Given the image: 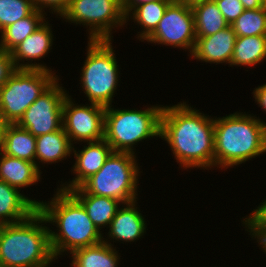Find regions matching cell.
<instances>
[{"instance_id":"obj_1","label":"cell","mask_w":266,"mask_h":267,"mask_svg":"<svg viewBox=\"0 0 266 267\" xmlns=\"http://www.w3.org/2000/svg\"><path fill=\"white\" fill-rule=\"evenodd\" d=\"M160 138L165 140L183 169L214 167V117L204 115L183 101L165 106Z\"/></svg>"},{"instance_id":"obj_2","label":"cell","mask_w":266,"mask_h":267,"mask_svg":"<svg viewBox=\"0 0 266 267\" xmlns=\"http://www.w3.org/2000/svg\"><path fill=\"white\" fill-rule=\"evenodd\" d=\"M38 210L47 223L56 226L49 229L50 246L55 259L59 255L103 242L102 231L93 224L83 205L69 192L57 188L54 197L40 201ZM56 224V225H55Z\"/></svg>"},{"instance_id":"obj_3","label":"cell","mask_w":266,"mask_h":267,"mask_svg":"<svg viewBox=\"0 0 266 267\" xmlns=\"http://www.w3.org/2000/svg\"><path fill=\"white\" fill-rule=\"evenodd\" d=\"M265 152L264 120L238 111L214 118V167L231 168Z\"/></svg>"},{"instance_id":"obj_4","label":"cell","mask_w":266,"mask_h":267,"mask_svg":"<svg viewBox=\"0 0 266 267\" xmlns=\"http://www.w3.org/2000/svg\"><path fill=\"white\" fill-rule=\"evenodd\" d=\"M45 224L37 209L23 221L0 225V267H50L56 259Z\"/></svg>"},{"instance_id":"obj_5","label":"cell","mask_w":266,"mask_h":267,"mask_svg":"<svg viewBox=\"0 0 266 267\" xmlns=\"http://www.w3.org/2000/svg\"><path fill=\"white\" fill-rule=\"evenodd\" d=\"M163 107L157 104L144 110L106 107L104 140L114 152L135 154L134 145L138 142L160 138Z\"/></svg>"},{"instance_id":"obj_6","label":"cell","mask_w":266,"mask_h":267,"mask_svg":"<svg viewBox=\"0 0 266 267\" xmlns=\"http://www.w3.org/2000/svg\"><path fill=\"white\" fill-rule=\"evenodd\" d=\"M136 157L132 153L113 151L96 174L69 192L110 197L122 204L135 201L140 176Z\"/></svg>"},{"instance_id":"obj_7","label":"cell","mask_w":266,"mask_h":267,"mask_svg":"<svg viewBox=\"0 0 266 267\" xmlns=\"http://www.w3.org/2000/svg\"><path fill=\"white\" fill-rule=\"evenodd\" d=\"M87 46L79 84L90 103L112 106L120 78L112 40H88Z\"/></svg>"},{"instance_id":"obj_8","label":"cell","mask_w":266,"mask_h":267,"mask_svg":"<svg viewBox=\"0 0 266 267\" xmlns=\"http://www.w3.org/2000/svg\"><path fill=\"white\" fill-rule=\"evenodd\" d=\"M58 78L46 70L17 69L0 89V113L10 124H16L27 108Z\"/></svg>"},{"instance_id":"obj_9","label":"cell","mask_w":266,"mask_h":267,"mask_svg":"<svg viewBox=\"0 0 266 267\" xmlns=\"http://www.w3.org/2000/svg\"><path fill=\"white\" fill-rule=\"evenodd\" d=\"M59 18L70 24L86 25L88 40H112L113 29L126 24L121 0H70L67 10Z\"/></svg>"},{"instance_id":"obj_10","label":"cell","mask_w":266,"mask_h":267,"mask_svg":"<svg viewBox=\"0 0 266 267\" xmlns=\"http://www.w3.org/2000/svg\"><path fill=\"white\" fill-rule=\"evenodd\" d=\"M63 88L58 78L27 108L16 124L35 137L59 130L63 126V102L68 94Z\"/></svg>"},{"instance_id":"obj_11","label":"cell","mask_w":266,"mask_h":267,"mask_svg":"<svg viewBox=\"0 0 266 267\" xmlns=\"http://www.w3.org/2000/svg\"><path fill=\"white\" fill-rule=\"evenodd\" d=\"M194 15L192 8L172 1L155 31L146 39L158 45L187 49L190 55L196 43Z\"/></svg>"},{"instance_id":"obj_12","label":"cell","mask_w":266,"mask_h":267,"mask_svg":"<svg viewBox=\"0 0 266 267\" xmlns=\"http://www.w3.org/2000/svg\"><path fill=\"white\" fill-rule=\"evenodd\" d=\"M67 94L63 102L62 124L72 145L104 139L105 107L97 104H75ZM74 141V144H73ZM76 141V142H75Z\"/></svg>"},{"instance_id":"obj_13","label":"cell","mask_w":266,"mask_h":267,"mask_svg":"<svg viewBox=\"0 0 266 267\" xmlns=\"http://www.w3.org/2000/svg\"><path fill=\"white\" fill-rule=\"evenodd\" d=\"M75 145L72 146V154L76 158L72 165L74 178L68 183L60 184L61 190L69 191L80 187L88 178L96 174L104 165L107 158L113 152L112 147L103 139L96 142H87L82 150L76 151Z\"/></svg>"},{"instance_id":"obj_14","label":"cell","mask_w":266,"mask_h":267,"mask_svg":"<svg viewBox=\"0 0 266 267\" xmlns=\"http://www.w3.org/2000/svg\"><path fill=\"white\" fill-rule=\"evenodd\" d=\"M51 27L47 21L46 23L44 22L10 52L16 69H39L55 73L50 67L48 68L44 65V63H32L33 60L39 61L50 53L54 36ZM25 60H29L30 63L29 61L24 62ZM21 61L22 63H20Z\"/></svg>"},{"instance_id":"obj_15","label":"cell","mask_w":266,"mask_h":267,"mask_svg":"<svg viewBox=\"0 0 266 267\" xmlns=\"http://www.w3.org/2000/svg\"><path fill=\"white\" fill-rule=\"evenodd\" d=\"M196 38L190 55L192 59L216 65L220 63L230 65L237 38L231 25L211 36Z\"/></svg>"},{"instance_id":"obj_16","label":"cell","mask_w":266,"mask_h":267,"mask_svg":"<svg viewBox=\"0 0 266 267\" xmlns=\"http://www.w3.org/2000/svg\"><path fill=\"white\" fill-rule=\"evenodd\" d=\"M138 204L137 200L130 203L122 204V207L116 212V215L112 219L109 225L108 236L103 238V242L114 246L110 243V240L113 239V242H134L139 240L144 233H146V221L145 218L140 213L139 208L136 206ZM110 239V240H109ZM108 240V241H107ZM115 240V241H114Z\"/></svg>"},{"instance_id":"obj_17","label":"cell","mask_w":266,"mask_h":267,"mask_svg":"<svg viewBox=\"0 0 266 267\" xmlns=\"http://www.w3.org/2000/svg\"><path fill=\"white\" fill-rule=\"evenodd\" d=\"M20 191L0 180V225L23 221L38 209L40 200L30 199Z\"/></svg>"},{"instance_id":"obj_18","label":"cell","mask_w":266,"mask_h":267,"mask_svg":"<svg viewBox=\"0 0 266 267\" xmlns=\"http://www.w3.org/2000/svg\"><path fill=\"white\" fill-rule=\"evenodd\" d=\"M41 170L35 163L0 152V180L17 189L27 188L40 181Z\"/></svg>"},{"instance_id":"obj_19","label":"cell","mask_w":266,"mask_h":267,"mask_svg":"<svg viewBox=\"0 0 266 267\" xmlns=\"http://www.w3.org/2000/svg\"><path fill=\"white\" fill-rule=\"evenodd\" d=\"M72 144L64 131L63 126L52 133L36 137L35 165L40 170L38 163H58L72 154ZM39 162H37V161Z\"/></svg>"},{"instance_id":"obj_20","label":"cell","mask_w":266,"mask_h":267,"mask_svg":"<svg viewBox=\"0 0 266 267\" xmlns=\"http://www.w3.org/2000/svg\"><path fill=\"white\" fill-rule=\"evenodd\" d=\"M111 245L99 244L79 248L71 255V267H118L120 254Z\"/></svg>"},{"instance_id":"obj_21","label":"cell","mask_w":266,"mask_h":267,"mask_svg":"<svg viewBox=\"0 0 266 267\" xmlns=\"http://www.w3.org/2000/svg\"><path fill=\"white\" fill-rule=\"evenodd\" d=\"M1 153L35 163L36 137L17 124H9Z\"/></svg>"},{"instance_id":"obj_22","label":"cell","mask_w":266,"mask_h":267,"mask_svg":"<svg viewBox=\"0 0 266 267\" xmlns=\"http://www.w3.org/2000/svg\"><path fill=\"white\" fill-rule=\"evenodd\" d=\"M46 13L34 9L28 16L4 28L0 34V50L11 52L18 44L46 22Z\"/></svg>"},{"instance_id":"obj_23","label":"cell","mask_w":266,"mask_h":267,"mask_svg":"<svg viewBox=\"0 0 266 267\" xmlns=\"http://www.w3.org/2000/svg\"><path fill=\"white\" fill-rule=\"evenodd\" d=\"M85 208L93 224L99 229L108 228L122 205L116 199L90 194H72ZM120 205V206H119Z\"/></svg>"},{"instance_id":"obj_24","label":"cell","mask_w":266,"mask_h":267,"mask_svg":"<svg viewBox=\"0 0 266 267\" xmlns=\"http://www.w3.org/2000/svg\"><path fill=\"white\" fill-rule=\"evenodd\" d=\"M191 8L196 37L211 36L229 26L214 0H205Z\"/></svg>"},{"instance_id":"obj_25","label":"cell","mask_w":266,"mask_h":267,"mask_svg":"<svg viewBox=\"0 0 266 267\" xmlns=\"http://www.w3.org/2000/svg\"><path fill=\"white\" fill-rule=\"evenodd\" d=\"M172 1L173 0H159L138 5L126 16V23L128 20L132 19L138 26L141 25L140 27L142 30L137 33L138 37H136L139 41L141 40L144 42V40L155 31L168 5Z\"/></svg>"},{"instance_id":"obj_26","label":"cell","mask_w":266,"mask_h":267,"mask_svg":"<svg viewBox=\"0 0 266 267\" xmlns=\"http://www.w3.org/2000/svg\"><path fill=\"white\" fill-rule=\"evenodd\" d=\"M266 58V35L237 37L230 66H254Z\"/></svg>"},{"instance_id":"obj_27","label":"cell","mask_w":266,"mask_h":267,"mask_svg":"<svg viewBox=\"0 0 266 267\" xmlns=\"http://www.w3.org/2000/svg\"><path fill=\"white\" fill-rule=\"evenodd\" d=\"M231 26L237 37L266 35V6L255 10L245 9Z\"/></svg>"},{"instance_id":"obj_28","label":"cell","mask_w":266,"mask_h":267,"mask_svg":"<svg viewBox=\"0 0 266 267\" xmlns=\"http://www.w3.org/2000/svg\"><path fill=\"white\" fill-rule=\"evenodd\" d=\"M34 9L31 0H0V32L28 16Z\"/></svg>"},{"instance_id":"obj_29","label":"cell","mask_w":266,"mask_h":267,"mask_svg":"<svg viewBox=\"0 0 266 267\" xmlns=\"http://www.w3.org/2000/svg\"><path fill=\"white\" fill-rule=\"evenodd\" d=\"M260 203V205L253 209L247 217L241 220L245 225V229L249 232V235L252 236L254 240L256 239L257 243L266 236V199Z\"/></svg>"},{"instance_id":"obj_30","label":"cell","mask_w":266,"mask_h":267,"mask_svg":"<svg viewBox=\"0 0 266 267\" xmlns=\"http://www.w3.org/2000/svg\"><path fill=\"white\" fill-rule=\"evenodd\" d=\"M224 16L225 21L231 25L245 10L240 0H214Z\"/></svg>"},{"instance_id":"obj_31","label":"cell","mask_w":266,"mask_h":267,"mask_svg":"<svg viewBox=\"0 0 266 267\" xmlns=\"http://www.w3.org/2000/svg\"><path fill=\"white\" fill-rule=\"evenodd\" d=\"M35 9L46 13V8L51 10L52 14H57L56 16H62V14L67 10L70 0H31ZM45 8V9H44Z\"/></svg>"},{"instance_id":"obj_32","label":"cell","mask_w":266,"mask_h":267,"mask_svg":"<svg viewBox=\"0 0 266 267\" xmlns=\"http://www.w3.org/2000/svg\"><path fill=\"white\" fill-rule=\"evenodd\" d=\"M16 70L11 53L0 50V89Z\"/></svg>"},{"instance_id":"obj_33","label":"cell","mask_w":266,"mask_h":267,"mask_svg":"<svg viewBox=\"0 0 266 267\" xmlns=\"http://www.w3.org/2000/svg\"><path fill=\"white\" fill-rule=\"evenodd\" d=\"M253 98H255V102H257L266 113V84L254 88Z\"/></svg>"},{"instance_id":"obj_34","label":"cell","mask_w":266,"mask_h":267,"mask_svg":"<svg viewBox=\"0 0 266 267\" xmlns=\"http://www.w3.org/2000/svg\"><path fill=\"white\" fill-rule=\"evenodd\" d=\"M159 0H121V6L125 17L138 5Z\"/></svg>"},{"instance_id":"obj_35","label":"cell","mask_w":266,"mask_h":267,"mask_svg":"<svg viewBox=\"0 0 266 267\" xmlns=\"http://www.w3.org/2000/svg\"><path fill=\"white\" fill-rule=\"evenodd\" d=\"M240 2L243 5L244 9H260L264 6H266V2L264 0H240Z\"/></svg>"},{"instance_id":"obj_36","label":"cell","mask_w":266,"mask_h":267,"mask_svg":"<svg viewBox=\"0 0 266 267\" xmlns=\"http://www.w3.org/2000/svg\"><path fill=\"white\" fill-rule=\"evenodd\" d=\"M10 123L4 118V116L0 113V152L2 151L3 140L5 136V131L7 126Z\"/></svg>"},{"instance_id":"obj_37","label":"cell","mask_w":266,"mask_h":267,"mask_svg":"<svg viewBox=\"0 0 266 267\" xmlns=\"http://www.w3.org/2000/svg\"><path fill=\"white\" fill-rule=\"evenodd\" d=\"M174 1H176L178 3H181V4H184L186 6L192 7V6H194V5L198 4V3H201V2H203L205 0H174Z\"/></svg>"},{"instance_id":"obj_38","label":"cell","mask_w":266,"mask_h":267,"mask_svg":"<svg viewBox=\"0 0 266 267\" xmlns=\"http://www.w3.org/2000/svg\"><path fill=\"white\" fill-rule=\"evenodd\" d=\"M259 246H261V249L264 250L263 252L266 254V236L263 237L259 242Z\"/></svg>"}]
</instances>
